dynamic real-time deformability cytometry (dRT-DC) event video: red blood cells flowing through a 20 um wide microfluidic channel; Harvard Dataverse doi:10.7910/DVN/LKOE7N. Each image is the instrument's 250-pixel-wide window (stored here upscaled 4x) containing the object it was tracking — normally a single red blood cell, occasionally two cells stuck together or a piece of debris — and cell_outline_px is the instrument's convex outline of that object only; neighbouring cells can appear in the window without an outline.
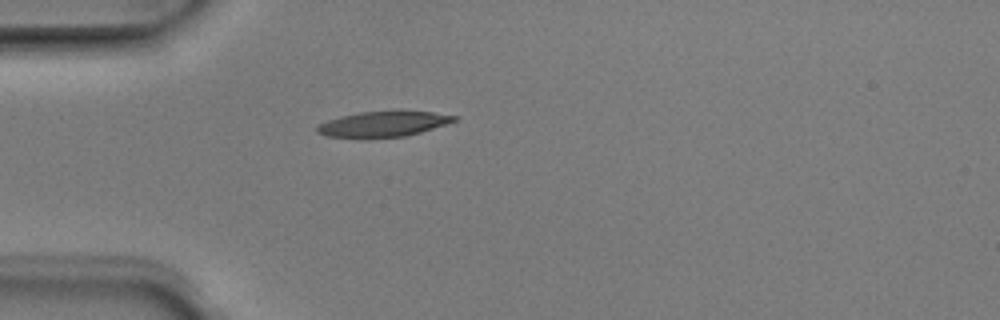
{"species": "Egyptian fruit bat (a non-hibernating species)", "species_latin": "Rousettus aegyptiacus", "temperature_condition": "room temperature", "stored_images_in_passage": 1, "camera_frame_rate_fps": 3000, "um_per_image_px": 0.085, "animal": {"sex": "male"}, "frame": {"image": 1, "passage_image": 1, "time_ms": 0.0, "image_size_px": [1000, 320], "cell_outline_px": [[460, 116], [456, 120], [420, 132], [404, 136], [368, 140], [324, 136], [316, 132], [316, 128], [320, 124], [328, 120], [340, 116], [360, 112], [432, 112]], "centroid_in_image_um": [32.48, 10.59], "position_along_channel_um": 52.5, "area_um2": 20.46}}